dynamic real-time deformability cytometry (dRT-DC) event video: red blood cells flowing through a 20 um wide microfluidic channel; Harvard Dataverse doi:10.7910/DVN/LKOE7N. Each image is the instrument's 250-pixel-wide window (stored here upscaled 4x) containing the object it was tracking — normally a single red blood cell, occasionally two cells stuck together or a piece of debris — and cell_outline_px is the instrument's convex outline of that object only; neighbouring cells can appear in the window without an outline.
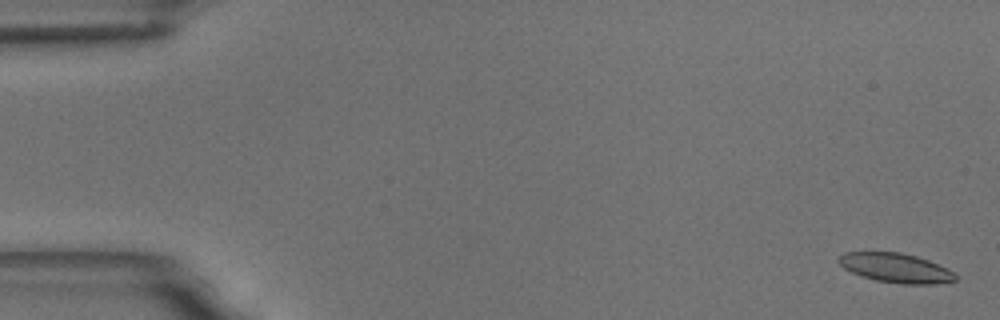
{"species": "common noctule bat (a hibernating species)", "species_latin": "Nyctalus noctula", "temperature_condition": "room temperature", "stored_images_in_passage": 60, "camera_frame_rate_fps": 3000, "um_per_image_px": 0.085, "animal": {"sex": "male", "body_mass_g": 18.8}, "frame": {"image": 1, "passage_image": 2, "time_ms": 0.333, "image_size_px": [1000, 320], "cell_outline_px": [[956, 280], [936, 284], [900, 284], [876, 280], [860, 276], [844, 268], [836, 260], [844, 252], [900, 252], [916, 256], [928, 260], [948, 268], [956, 276]], "centroid_in_image_um": [76.13, 22.77], "position_along_channel_um": 8.9, "area_um2": 20.0}}
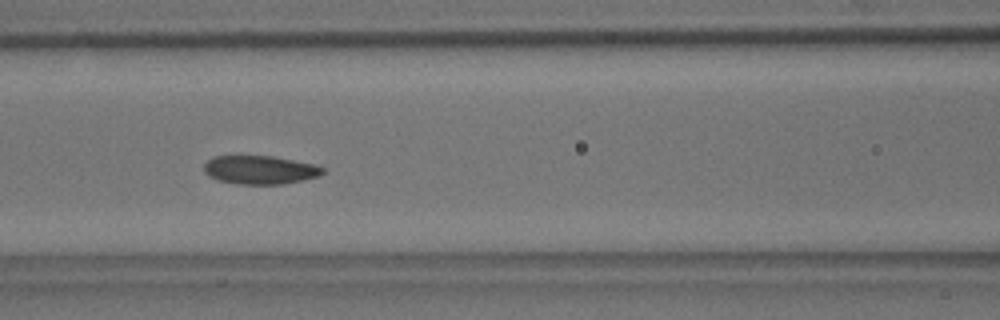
{"frame": {"image": 2, "passage_image": 26, "time_ms": 8.333, "image_size_px": [1000, 320], "cell_outline_px": [[324, 172], [320, 176], [284, 184], [236, 184], [216, 180], [208, 176], [204, 172], [204, 164], [212, 156], [272, 156], [316, 164], [324, 168]], "centroid_in_image_um": [22.09, 14.44], "position_along_channel_um": 144.5, "area_um2": 19.94}}
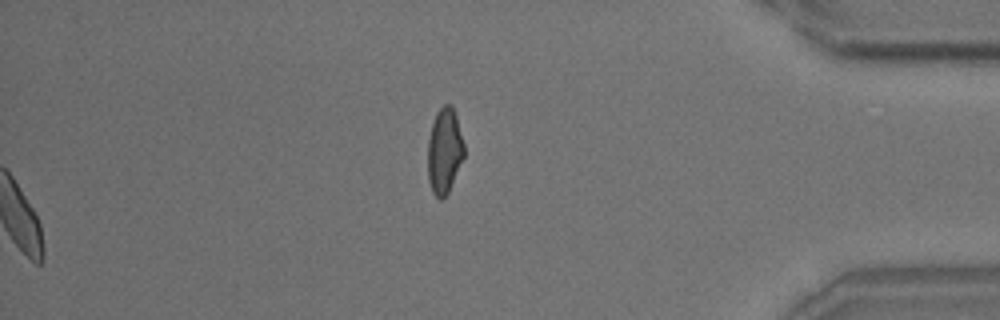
{"frame": {"image": 3, "passage_image": 60, "time_ms": 19.667, "image_size_px": [1000, 320], "cell_outline_px": [[464, 156], [448, 192], [440, 200], [432, 192], [428, 180], [428, 140], [432, 124], [436, 112], [444, 104], [452, 104], [456, 116], [464, 144]], "centroid_in_image_um": [37.77, 12.81], "position_along_channel_um": 397.4, "area_um2": 17.98}, "authors_computed_cell_mechanics": {"area_um2": 20.1722, "velocity_mm_per_s": 3.46, "shape_relaxation_time_tau1_ms": 4.062, "shape_relaxation_time_tau2_ms": 2.1156, "deformation_change_tau1": 0.0954, "deformation_change_tau2": 0.0739}}